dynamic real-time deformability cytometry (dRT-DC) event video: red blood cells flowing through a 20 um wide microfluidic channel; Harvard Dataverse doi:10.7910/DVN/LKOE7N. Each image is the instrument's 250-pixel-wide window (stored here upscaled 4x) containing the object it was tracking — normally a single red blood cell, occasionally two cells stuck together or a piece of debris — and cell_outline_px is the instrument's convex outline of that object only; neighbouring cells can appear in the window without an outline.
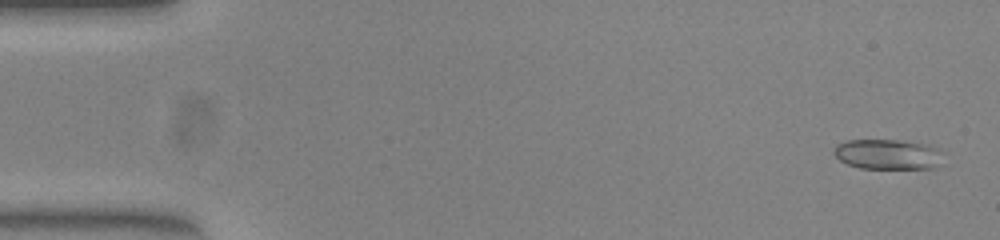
{"species": "common noctule bat (a hibernating species)", "species_latin": "Nyctalus noctula", "temperature_condition": "warm", "stored_images_in_passage": 52, "camera_frame_rate_fps": 3000, "um_per_image_px": 0.085, "animal": {"sex": "female", "body_mass_g": 23.0, "forearm_length_mm": 53.4}, "frame": {"image": 1, "passage_image": 2, "time_ms": 0.333, "image_size_px": [1000, 240], "cell_outline_px": [[944, 152], [932, 168], [860, 168], [848, 164], [840, 160], [832, 152], [832, 148], [836, 144], [844, 140], [900, 140], [928, 144], [940, 148]], "centroid_in_image_um": [75.41, 13.09], "position_along_channel_um": 9.6, "area_um2": 19.25}}
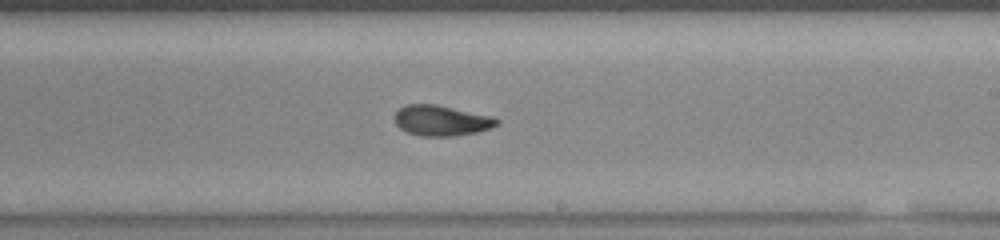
{"frame": {"image": 2, "passage_image": 31, "time_ms": 10.0, "image_size_px": [1000, 240], "cell_outline_px": [[500, 124], [476, 132], [452, 136], [420, 136], [408, 132], [400, 128], [396, 124], [392, 116], [404, 104], [436, 104], [492, 116], [500, 120]], "centroid_in_image_um": [37.49, 10.24], "position_along_channel_um": 251.5, "area_um2": 18.21}}
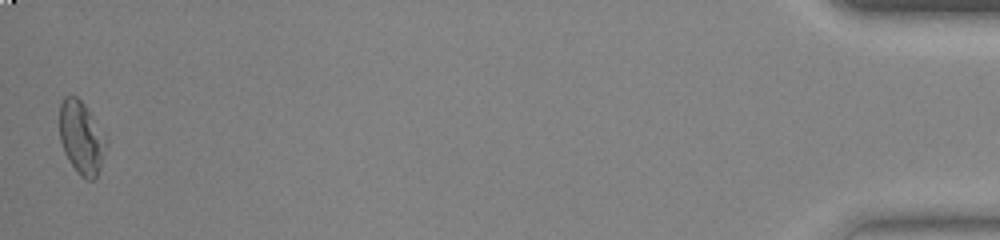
{"frame": {"image": 3, "passage_image": 52, "time_ms": 17.0, "image_size_px": [1000, 240], "cell_outline_px": [[108, 140], [100, 168], [96, 176], [92, 180], [84, 180], [76, 172], [68, 160], [64, 152], [60, 140], [60, 104], [64, 96], [76, 96], [84, 104], [108, 136]], "centroid_in_image_um": [6.94, 11.71], "position_along_channel_um": 428.3, "area_um2": 20.11}, "authors_computed_cell_mechanics": {"area_um2": 18.5538, "velocity_mm_per_s": 3.9025, "shape_relaxation_time_tau1_ms": 9.4013, "shape_relaxation_time_tau2_ms": 1.9438, "deformation_change_tau1": 0.2265, "deformation_change_tau2": 0.0772}}